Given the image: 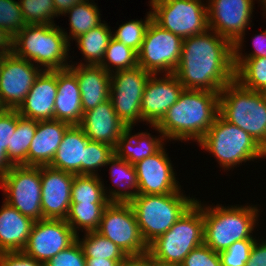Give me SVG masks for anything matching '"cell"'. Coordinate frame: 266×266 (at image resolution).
<instances>
[{
  "label": "cell",
  "mask_w": 266,
  "mask_h": 266,
  "mask_svg": "<svg viewBox=\"0 0 266 266\" xmlns=\"http://www.w3.org/2000/svg\"><path fill=\"white\" fill-rule=\"evenodd\" d=\"M0 266H44V264L21 251L0 253Z\"/></svg>",
  "instance_id": "f6af8a7d"
},
{
  "label": "cell",
  "mask_w": 266,
  "mask_h": 266,
  "mask_svg": "<svg viewBox=\"0 0 266 266\" xmlns=\"http://www.w3.org/2000/svg\"><path fill=\"white\" fill-rule=\"evenodd\" d=\"M69 126V123L59 120L37 121L28 150V166H49Z\"/></svg>",
  "instance_id": "cb8c5ba5"
},
{
  "label": "cell",
  "mask_w": 266,
  "mask_h": 266,
  "mask_svg": "<svg viewBox=\"0 0 266 266\" xmlns=\"http://www.w3.org/2000/svg\"><path fill=\"white\" fill-rule=\"evenodd\" d=\"M219 115L247 132L266 151V98L236 80L219 92Z\"/></svg>",
  "instance_id": "277c9868"
},
{
  "label": "cell",
  "mask_w": 266,
  "mask_h": 266,
  "mask_svg": "<svg viewBox=\"0 0 266 266\" xmlns=\"http://www.w3.org/2000/svg\"><path fill=\"white\" fill-rule=\"evenodd\" d=\"M34 222L3 201L0 209V253L21 252L27 244Z\"/></svg>",
  "instance_id": "d4e9b609"
},
{
  "label": "cell",
  "mask_w": 266,
  "mask_h": 266,
  "mask_svg": "<svg viewBox=\"0 0 266 266\" xmlns=\"http://www.w3.org/2000/svg\"><path fill=\"white\" fill-rule=\"evenodd\" d=\"M150 75L139 65L111 73L109 99L126 127L142 121L141 100Z\"/></svg>",
  "instance_id": "4fadbf2b"
},
{
  "label": "cell",
  "mask_w": 266,
  "mask_h": 266,
  "mask_svg": "<svg viewBox=\"0 0 266 266\" xmlns=\"http://www.w3.org/2000/svg\"><path fill=\"white\" fill-rule=\"evenodd\" d=\"M79 126L90 141L108 144L113 148L127 128L118 118L110 99L83 112Z\"/></svg>",
  "instance_id": "44dd1931"
},
{
  "label": "cell",
  "mask_w": 266,
  "mask_h": 266,
  "mask_svg": "<svg viewBox=\"0 0 266 266\" xmlns=\"http://www.w3.org/2000/svg\"><path fill=\"white\" fill-rule=\"evenodd\" d=\"M151 20L152 13L149 11L147 12V16L144 21H142V19L131 20L119 25L118 30L112 34V38L138 52L144 40L146 29Z\"/></svg>",
  "instance_id": "74e56055"
},
{
  "label": "cell",
  "mask_w": 266,
  "mask_h": 266,
  "mask_svg": "<svg viewBox=\"0 0 266 266\" xmlns=\"http://www.w3.org/2000/svg\"><path fill=\"white\" fill-rule=\"evenodd\" d=\"M111 38L112 32L107 23H102L75 38L78 49L86 62L79 64L99 65L104 58L105 50Z\"/></svg>",
  "instance_id": "f1b7e54d"
},
{
  "label": "cell",
  "mask_w": 266,
  "mask_h": 266,
  "mask_svg": "<svg viewBox=\"0 0 266 266\" xmlns=\"http://www.w3.org/2000/svg\"><path fill=\"white\" fill-rule=\"evenodd\" d=\"M219 115V92L183 89L156 126L165 139L199 142Z\"/></svg>",
  "instance_id": "7a4b0ae2"
},
{
  "label": "cell",
  "mask_w": 266,
  "mask_h": 266,
  "mask_svg": "<svg viewBox=\"0 0 266 266\" xmlns=\"http://www.w3.org/2000/svg\"><path fill=\"white\" fill-rule=\"evenodd\" d=\"M44 266H86L85 256L78 240L57 253Z\"/></svg>",
  "instance_id": "b9f144b4"
},
{
  "label": "cell",
  "mask_w": 266,
  "mask_h": 266,
  "mask_svg": "<svg viewBox=\"0 0 266 266\" xmlns=\"http://www.w3.org/2000/svg\"><path fill=\"white\" fill-rule=\"evenodd\" d=\"M109 203H71L65 221L78 235V230L84 232L96 231L104 208Z\"/></svg>",
  "instance_id": "d6a6232c"
},
{
  "label": "cell",
  "mask_w": 266,
  "mask_h": 266,
  "mask_svg": "<svg viewBox=\"0 0 266 266\" xmlns=\"http://www.w3.org/2000/svg\"><path fill=\"white\" fill-rule=\"evenodd\" d=\"M69 68L78 80L83 112L94 109L109 99L111 74L100 65L71 64Z\"/></svg>",
  "instance_id": "7402d4cb"
},
{
  "label": "cell",
  "mask_w": 266,
  "mask_h": 266,
  "mask_svg": "<svg viewBox=\"0 0 266 266\" xmlns=\"http://www.w3.org/2000/svg\"><path fill=\"white\" fill-rule=\"evenodd\" d=\"M13 38L0 27V55H7L12 53Z\"/></svg>",
  "instance_id": "f907efd6"
},
{
  "label": "cell",
  "mask_w": 266,
  "mask_h": 266,
  "mask_svg": "<svg viewBox=\"0 0 266 266\" xmlns=\"http://www.w3.org/2000/svg\"><path fill=\"white\" fill-rule=\"evenodd\" d=\"M110 239L128 256H143L148 253L134 211L129 203L110 202L103 210L96 230Z\"/></svg>",
  "instance_id": "7c38bea8"
},
{
  "label": "cell",
  "mask_w": 266,
  "mask_h": 266,
  "mask_svg": "<svg viewBox=\"0 0 266 266\" xmlns=\"http://www.w3.org/2000/svg\"><path fill=\"white\" fill-rule=\"evenodd\" d=\"M182 42L180 36L161 28L151 20L137 52L138 65L157 76L161 73H174L179 64Z\"/></svg>",
  "instance_id": "8fae6325"
},
{
  "label": "cell",
  "mask_w": 266,
  "mask_h": 266,
  "mask_svg": "<svg viewBox=\"0 0 266 266\" xmlns=\"http://www.w3.org/2000/svg\"><path fill=\"white\" fill-rule=\"evenodd\" d=\"M4 201L34 221L43 219L40 166L13 165L0 177Z\"/></svg>",
  "instance_id": "30bf717a"
},
{
  "label": "cell",
  "mask_w": 266,
  "mask_h": 266,
  "mask_svg": "<svg viewBox=\"0 0 266 266\" xmlns=\"http://www.w3.org/2000/svg\"><path fill=\"white\" fill-rule=\"evenodd\" d=\"M2 59H3V55H0V68H1V65H2Z\"/></svg>",
  "instance_id": "9f6ffc18"
},
{
  "label": "cell",
  "mask_w": 266,
  "mask_h": 266,
  "mask_svg": "<svg viewBox=\"0 0 266 266\" xmlns=\"http://www.w3.org/2000/svg\"><path fill=\"white\" fill-rule=\"evenodd\" d=\"M77 240L82 247L85 257L106 259H127L129 256L110 239L96 231L85 232L84 238Z\"/></svg>",
  "instance_id": "e575fe53"
},
{
  "label": "cell",
  "mask_w": 266,
  "mask_h": 266,
  "mask_svg": "<svg viewBox=\"0 0 266 266\" xmlns=\"http://www.w3.org/2000/svg\"><path fill=\"white\" fill-rule=\"evenodd\" d=\"M83 116L81 93L76 74L68 67L57 70L54 120L79 125Z\"/></svg>",
  "instance_id": "603a6c76"
},
{
  "label": "cell",
  "mask_w": 266,
  "mask_h": 266,
  "mask_svg": "<svg viewBox=\"0 0 266 266\" xmlns=\"http://www.w3.org/2000/svg\"><path fill=\"white\" fill-rule=\"evenodd\" d=\"M235 80L244 88L266 91V58H233Z\"/></svg>",
  "instance_id": "4dcf8cb0"
},
{
  "label": "cell",
  "mask_w": 266,
  "mask_h": 266,
  "mask_svg": "<svg viewBox=\"0 0 266 266\" xmlns=\"http://www.w3.org/2000/svg\"><path fill=\"white\" fill-rule=\"evenodd\" d=\"M42 71L37 65L17 57L13 52L3 55L0 68V108L17 110Z\"/></svg>",
  "instance_id": "9a60e30c"
},
{
  "label": "cell",
  "mask_w": 266,
  "mask_h": 266,
  "mask_svg": "<svg viewBox=\"0 0 266 266\" xmlns=\"http://www.w3.org/2000/svg\"><path fill=\"white\" fill-rule=\"evenodd\" d=\"M99 175H75L71 186V203H110Z\"/></svg>",
  "instance_id": "836d02e7"
},
{
  "label": "cell",
  "mask_w": 266,
  "mask_h": 266,
  "mask_svg": "<svg viewBox=\"0 0 266 266\" xmlns=\"http://www.w3.org/2000/svg\"><path fill=\"white\" fill-rule=\"evenodd\" d=\"M174 74L184 89L220 92L235 80L233 44L210 29L184 38Z\"/></svg>",
  "instance_id": "6da1fadb"
},
{
  "label": "cell",
  "mask_w": 266,
  "mask_h": 266,
  "mask_svg": "<svg viewBox=\"0 0 266 266\" xmlns=\"http://www.w3.org/2000/svg\"><path fill=\"white\" fill-rule=\"evenodd\" d=\"M67 13L68 15L70 14L68 16L70 20V32L68 35L67 32L63 30V33L69 43L71 38L74 40L78 36L87 33L92 28L102 24L100 10L94 1L93 3H89V0H86L81 3H77L63 15H67Z\"/></svg>",
  "instance_id": "1f68e13d"
},
{
  "label": "cell",
  "mask_w": 266,
  "mask_h": 266,
  "mask_svg": "<svg viewBox=\"0 0 266 266\" xmlns=\"http://www.w3.org/2000/svg\"><path fill=\"white\" fill-rule=\"evenodd\" d=\"M205 151L216 157L225 170L242 162L266 157V151L247 132L224 120L220 115L198 142ZM254 159V160H253Z\"/></svg>",
  "instance_id": "52a82bcc"
},
{
  "label": "cell",
  "mask_w": 266,
  "mask_h": 266,
  "mask_svg": "<svg viewBox=\"0 0 266 266\" xmlns=\"http://www.w3.org/2000/svg\"><path fill=\"white\" fill-rule=\"evenodd\" d=\"M99 65L110 74L134 68L138 65L137 52L131 47L111 38L105 50L104 58Z\"/></svg>",
  "instance_id": "d590c367"
},
{
  "label": "cell",
  "mask_w": 266,
  "mask_h": 266,
  "mask_svg": "<svg viewBox=\"0 0 266 266\" xmlns=\"http://www.w3.org/2000/svg\"><path fill=\"white\" fill-rule=\"evenodd\" d=\"M207 1L209 29L229 40L233 51H242L245 30L252 22L253 0Z\"/></svg>",
  "instance_id": "5bb4252c"
},
{
  "label": "cell",
  "mask_w": 266,
  "mask_h": 266,
  "mask_svg": "<svg viewBox=\"0 0 266 266\" xmlns=\"http://www.w3.org/2000/svg\"><path fill=\"white\" fill-rule=\"evenodd\" d=\"M40 176L43 219L65 220L71 204V186L75 175L50 166H40Z\"/></svg>",
  "instance_id": "d6986e66"
},
{
  "label": "cell",
  "mask_w": 266,
  "mask_h": 266,
  "mask_svg": "<svg viewBox=\"0 0 266 266\" xmlns=\"http://www.w3.org/2000/svg\"><path fill=\"white\" fill-rule=\"evenodd\" d=\"M25 24H55L58 17L53 0H20Z\"/></svg>",
  "instance_id": "8d00e7d4"
},
{
  "label": "cell",
  "mask_w": 266,
  "mask_h": 266,
  "mask_svg": "<svg viewBox=\"0 0 266 266\" xmlns=\"http://www.w3.org/2000/svg\"><path fill=\"white\" fill-rule=\"evenodd\" d=\"M70 44L55 24H27L13 37L12 52L45 71L59 70L70 66Z\"/></svg>",
  "instance_id": "3957f363"
},
{
  "label": "cell",
  "mask_w": 266,
  "mask_h": 266,
  "mask_svg": "<svg viewBox=\"0 0 266 266\" xmlns=\"http://www.w3.org/2000/svg\"><path fill=\"white\" fill-rule=\"evenodd\" d=\"M89 141L79 125H70L49 166L74 175H84V149Z\"/></svg>",
  "instance_id": "484cf974"
},
{
  "label": "cell",
  "mask_w": 266,
  "mask_h": 266,
  "mask_svg": "<svg viewBox=\"0 0 266 266\" xmlns=\"http://www.w3.org/2000/svg\"><path fill=\"white\" fill-rule=\"evenodd\" d=\"M253 47L254 50L246 54H242L241 51H233V58H258L265 57L266 58V30L263 33L255 35L253 39Z\"/></svg>",
  "instance_id": "bcb514c9"
},
{
  "label": "cell",
  "mask_w": 266,
  "mask_h": 266,
  "mask_svg": "<svg viewBox=\"0 0 266 266\" xmlns=\"http://www.w3.org/2000/svg\"><path fill=\"white\" fill-rule=\"evenodd\" d=\"M76 240L77 234L65 220L41 219L34 222L22 252L45 264Z\"/></svg>",
  "instance_id": "2e32d148"
},
{
  "label": "cell",
  "mask_w": 266,
  "mask_h": 266,
  "mask_svg": "<svg viewBox=\"0 0 266 266\" xmlns=\"http://www.w3.org/2000/svg\"><path fill=\"white\" fill-rule=\"evenodd\" d=\"M25 25L20 3L15 0H0V27L13 38Z\"/></svg>",
  "instance_id": "ab89813d"
},
{
  "label": "cell",
  "mask_w": 266,
  "mask_h": 266,
  "mask_svg": "<svg viewBox=\"0 0 266 266\" xmlns=\"http://www.w3.org/2000/svg\"><path fill=\"white\" fill-rule=\"evenodd\" d=\"M17 126V110L0 108V144L7 151Z\"/></svg>",
  "instance_id": "ee69618b"
},
{
  "label": "cell",
  "mask_w": 266,
  "mask_h": 266,
  "mask_svg": "<svg viewBox=\"0 0 266 266\" xmlns=\"http://www.w3.org/2000/svg\"><path fill=\"white\" fill-rule=\"evenodd\" d=\"M124 260L85 257L86 266H119Z\"/></svg>",
  "instance_id": "c3c4849f"
},
{
  "label": "cell",
  "mask_w": 266,
  "mask_h": 266,
  "mask_svg": "<svg viewBox=\"0 0 266 266\" xmlns=\"http://www.w3.org/2000/svg\"><path fill=\"white\" fill-rule=\"evenodd\" d=\"M180 266H222L219 253L205 244L193 249Z\"/></svg>",
  "instance_id": "7bdbcfd3"
},
{
  "label": "cell",
  "mask_w": 266,
  "mask_h": 266,
  "mask_svg": "<svg viewBox=\"0 0 266 266\" xmlns=\"http://www.w3.org/2000/svg\"><path fill=\"white\" fill-rule=\"evenodd\" d=\"M183 89L174 73L164 74L159 78L156 74H151L141 100L142 121L156 126L167 110L177 102Z\"/></svg>",
  "instance_id": "ac0fdd59"
},
{
  "label": "cell",
  "mask_w": 266,
  "mask_h": 266,
  "mask_svg": "<svg viewBox=\"0 0 266 266\" xmlns=\"http://www.w3.org/2000/svg\"><path fill=\"white\" fill-rule=\"evenodd\" d=\"M132 128L127 127L125 132L119 137L114 148V154L134 165L144 158L157 153L163 146L165 137L160 133V137L151 136L150 133L141 132L132 135ZM157 137V138H156Z\"/></svg>",
  "instance_id": "4316f807"
},
{
  "label": "cell",
  "mask_w": 266,
  "mask_h": 266,
  "mask_svg": "<svg viewBox=\"0 0 266 266\" xmlns=\"http://www.w3.org/2000/svg\"><path fill=\"white\" fill-rule=\"evenodd\" d=\"M245 266H266V240H255Z\"/></svg>",
  "instance_id": "7dc6e473"
},
{
  "label": "cell",
  "mask_w": 266,
  "mask_h": 266,
  "mask_svg": "<svg viewBox=\"0 0 266 266\" xmlns=\"http://www.w3.org/2000/svg\"><path fill=\"white\" fill-rule=\"evenodd\" d=\"M53 1L56 13L58 16H60L63 15L65 12H67L71 7H73L77 3H81L86 0H53Z\"/></svg>",
  "instance_id": "816d5d0a"
},
{
  "label": "cell",
  "mask_w": 266,
  "mask_h": 266,
  "mask_svg": "<svg viewBox=\"0 0 266 266\" xmlns=\"http://www.w3.org/2000/svg\"><path fill=\"white\" fill-rule=\"evenodd\" d=\"M256 239H244L231 244L219 253L222 266H245Z\"/></svg>",
  "instance_id": "60d3db41"
},
{
  "label": "cell",
  "mask_w": 266,
  "mask_h": 266,
  "mask_svg": "<svg viewBox=\"0 0 266 266\" xmlns=\"http://www.w3.org/2000/svg\"><path fill=\"white\" fill-rule=\"evenodd\" d=\"M257 206L216 207L203 204L204 244L220 253L231 244L244 239H255L252 231L258 221Z\"/></svg>",
  "instance_id": "5b68a950"
},
{
  "label": "cell",
  "mask_w": 266,
  "mask_h": 266,
  "mask_svg": "<svg viewBox=\"0 0 266 266\" xmlns=\"http://www.w3.org/2000/svg\"><path fill=\"white\" fill-rule=\"evenodd\" d=\"M138 195L171 194L181 190L164 146L155 154L134 164Z\"/></svg>",
  "instance_id": "e0dca14e"
},
{
  "label": "cell",
  "mask_w": 266,
  "mask_h": 266,
  "mask_svg": "<svg viewBox=\"0 0 266 266\" xmlns=\"http://www.w3.org/2000/svg\"><path fill=\"white\" fill-rule=\"evenodd\" d=\"M204 244L203 204L196 202L163 235L148 245V254L155 259L181 264L195 248Z\"/></svg>",
  "instance_id": "ba28073f"
},
{
  "label": "cell",
  "mask_w": 266,
  "mask_h": 266,
  "mask_svg": "<svg viewBox=\"0 0 266 266\" xmlns=\"http://www.w3.org/2000/svg\"><path fill=\"white\" fill-rule=\"evenodd\" d=\"M181 191L161 195H136L129 202L147 246L168 231L196 202L195 198L183 195Z\"/></svg>",
  "instance_id": "8992f818"
},
{
  "label": "cell",
  "mask_w": 266,
  "mask_h": 266,
  "mask_svg": "<svg viewBox=\"0 0 266 266\" xmlns=\"http://www.w3.org/2000/svg\"><path fill=\"white\" fill-rule=\"evenodd\" d=\"M150 266H180V265L175 263L162 262L150 255Z\"/></svg>",
  "instance_id": "db71d44e"
},
{
  "label": "cell",
  "mask_w": 266,
  "mask_h": 266,
  "mask_svg": "<svg viewBox=\"0 0 266 266\" xmlns=\"http://www.w3.org/2000/svg\"><path fill=\"white\" fill-rule=\"evenodd\" d=\"M261 2V4L263 5V8L265 9V13H266V0H259Z\"/></svg>",
  "instance_id": "11a10c76"
},
{
  "label": "cell",
  "mask_w": 266,
  "mask_h": 266,
  "mask_svg": "<svg viewBox=\"0 0 266 266\" xmlns=\"http://www.w3.org/2000/svg\"><path fill=\"white\" fill-rule=\"evenodd\" d=\"M205 5L201 0H156L149 6L156 24L184 39L209 29Z\"/></svg>",
  "instance_id": "9c48e42d"
},
{
  "label": "cell",
  "mask_w": 266,
  "mask_h": 266,
  "mask_svg": "<svg viewBox=\"0 0 266 266\" xmlns=\"http://www.w3.org/2000/svg\"><path fill=\"white\" fill-rule=\"evenodd\" d=\"M37 128V121L20 116L17 111V126L7 148V156L13 165L28 166V150Z\"/></svg>",
  "instance_id": "f546056e"
},
{
  "label": "cell",
  "mask_w": 266,
  "mask_h": 266,
  "mask_svg": "<svg viewBox=\"0 0 266 266\" xmlns=\"http://www.w3.org/2000/svg\"><path fill=\"white\" fill-rule=\"evenodd\" d=\"M114 155V148L108 144L89 141L84 149V175H99L97 169L107 165Z\"/></svg>",
  "instance_id": "f35d334b"
},
{
  "label": "cell",
  "mask_w": 266,
  "mask_h": 266,
  "mask_svg": "<svg viewBox=\"0 0 266 266\" xmlns=\"http://www.w3.org/2000/svg\"><path fill=\"white\" fill-rule=\"evenodd\" d=\"M57 95V70H43L17 111L20 116L36 121L54 120Z\"/></svg>",
  "instance_id": "ffe728a7"
},
{
  "label": "cell",
  "mask_w": 266,
  "mask_h": 266,
  "mask_svg": "<svg viewBox=\"0 0 266 266\" xmlns=\"http://www.w3.org/2000/svg\"><path fill=\"white\" fill-rule=\"evenodd\" d=\"M13 164L9 161L7 151L0 144V177L7 173Z\"/></svg>",
  "instance_id": "f5cc1de1"
},
{
  "label": "cell",
  "mask_w": 266,
  "mask_h": 266,
  "mask_svg": "<svg viewBox=\"0 0 266 266\" xmlns=\"http://www.w3.org/2000/svg\"><path fill=\"white\" fill-rule=\"evenodd\" d=\"M108 165H110L111 181L117 187L109 189V192L107 188L104 189L108 201L129 203L138 195V180L134 165L115 154L108 160L106 166Z\"/></svg>",
  "instance_id": "83f0119b"
},
{
  "label": "cell",
  "mask_w": 266,
  "mask_h": 266,
  "mask_svg": "<svg viewBox=\"0 0 266 266\" xmlns=\"http://www.w3.org/2000/svg\"><path fill=\"white\" fill-rule=\"evenodd\" d=\"M119 266H150V255L145 253L143 256H129Z\"/></svg>",
  "instance_id": "681fc988"
}]
</instances>
